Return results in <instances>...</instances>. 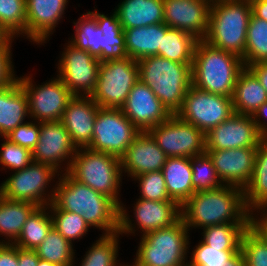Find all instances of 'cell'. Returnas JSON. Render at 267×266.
I'll use <instances>...</instances> for the list:
<instances>
[{
	"label": "cell",
	"mask_w": 267,
	"mask_h": 266,
	"mask_svg": "<svg viewBox=\"0 0 267 266\" xmlns=\"http://www.w3.org/2000/svg\"><path fill=\"white\" fill-rule=\"evenodd\" d=\"M52 203L60 210L82 215L90 227L103 230V235L119 231V206L68 172L58 176Z\"/></svg>",
	"instance_id": "3"
},
{
	"label": "cell",
	"mask_w": 267,
	"mask_h": 266,
	"mask_svg": "<svg viewBox=\"0 0 267 266\" xmlns=\"http://www.w3.org/2000/svg\"><path fill=\"white\" fill-rule=\"evenodd\" d=\"M137 64L139 79L149 86L171 115H176L192 86V64L178 63L157 55L140 59Z\"/></svg>",
	"instance_id": "5"
},
{
	"label": "cell",
	"mask_w": 267,
	"mask_h": 266,
	"mask_svg": "<svg viewBox=\"0 0 267 266\" xmlns=\"http://www.w3.org/2000/svg\"><path fill=\"white\" fill-rule=\"evenodd\" d=\"M168 29L169 27L165 23H157L123 30L127 56L135 61L148 56H158L162 36H165Z\"/></svg>",
	"instance_id": "26"
},
{
	"label": "cell",
	"mask_w": 267,
	"mask_h": 266,
	"mask_svg": "<svg viewBox=\"0 0 267 266\" xmlns=\"http://www.w3.org/2000/svg\"><path fill=\"white\" fill-rule=\"evenodd\" d=\"M252 223H225L202 228L203 242L211 247L240 250L244 232Z\"/></svg>",
	"instance_id": "37"
},
{
	"label": "cell",
	"mask_w": 267,
	"mask_h": 266,
	"mask_svg": "<svg viewBox=\"0 0 267 266\" xmlns=\"http://www.w3.org/2000/svg\"><path fill=\"white\" fill-rule=\"evenodd\" d=\"M229 266H245V259L241 249L229 260Z\"/></svg>",
	"instance_id": "54"
},
{
	"label": "cell",
	"mask_w": 267,
	"mask_h": 266,
	"mask_svg": "<svg viewBox=\"0 0 267 266\" xmlns=\"http://www.w3.org/2000/svg\"><path fill=\"white\" fill-rule=\"evenodd\" d=\"M37 266H59V265L50 263V262L42 260V259H39Z\"/></svg>",
	"instance_id": "56"
},
{
	"label": "cell",
	"mask_w": 267,
	"mask_h": 266,
	"mask_svg": "<svg viewBox=\"0 0 267 266\" xmlns=\"http://www.w3.org/2000/svg\"><path fill=\"white\" fill-rule=\"evenodd\" d=\"M267 102L263 103L252 115V119L256 124L258 132L263 139H267ZM262 118L265 120H262ZM262 120V121H261Z\"/></svg>",
	"instance_id": "49"
},
{
	"label": "cell",
	"mask_w": 267,
	"mask_h": 266,
	"mask_svg": "<svg viewBox=\"0 0 267 266\" xmlns=\"http://www.w3.org/2000/svg\"><path fill=\"white\" fill-rule=\"evenodd\" d=\"M257 148L206 150L212 159L218 177L224 185L244 189L253 173Z\"/></svg>",
	"instance_id": "19"
},
{
	"label": "cell",
	"mask_w": 267,
	"mask_h": 266,
	"mask_svg": "<svg viewBox=\"0 0 267 266\" xmlns=\"http://www.w3.org/2000/svg\"><path fill=\"white\" fill-rule=\"evenodd\" d=\"M37 207L30 202L12 200L0 195V236L6 237L1 243L13 244L21 234L27 218Z\"/></svg>",
	"instance_id": "30"
},
{
	"label": "cell",
	"mask_w": 267,
	"mask_h": 266,
	"mask_svg": "<svg viewBox=\"0 0 267 266\" xmlns=\"http://www.w3.org/2000/svg\"><path fill=\"white\" fill-rule=\"evenodd\" d=\"M265 102L267 92L256 76L244 68L237 77L232 95L234 113L252 116Z\"/></svg>",
	"instance_id": "29"
},
{
	"label": "cell",
	"mask_w": 267,
	"mask_h": 266,
	"mask_svg": "<svg viewBox=\"0 0 267 266\" xmlns=\"http://www.w3.org/2000/svg\"><path fill=\"white\" fill-rule=\"evenodd\" d=\"M39 132L40 122L34 121L33 123V121H25L24 124L19 125L5 137L11 142L33 151L38 143Z\"/></svg>",
	"instance_id": "46"
},
{
	"label": "cell",
	"mask_w": 267,
	"mask_h": 266,
	"mask_svg": "<svg viewBox=\"0 0 267 266\" xmlns=\"http://www.w3.org/2000/svg\"><path fill=\"white\" fill-rule=\"evenodd\" d=\"M52 228L53 220L48 205L37 207L27 218L21 234L13 244L21 249L34 250Z\"/></svg>",
	"instance_id": "32"
},
{
	"label": "cell",
	"mask_w": 267,
	"mask_h": 266,
	"mask_svg": "<svg viewBox=\"0 0 267 266\" xmlns=\"http://www.w3.org/2000/svg\"><path fill=\"white\" fill-rule=\"evenodd\" d=\"M119 231L103 235L96 240L84 255L80 266H128L117 260ZM119 264V265H118Z\"/></svg>",
	"instance_id": "38"
},
{
	"label": "cell",
	"mask_w": 267,
	"mask_h": 266,
	"mask_svg": "<svg viewBox=\"0 0 267 266\" xmlns=\"http://www.w3.org/2000/svg\"><path fill=\"white\" fill-rule=\"evenodd\" d=\"M73 24L75 35L70 38L69 42L81 50L88 51L94 58L103 62V32L98 27L96 18L88 11Z\"/></svg>",
	"instance_id": "33"
},
{
	"label": "cell",
	"mask_w": 267,
	"mask_h": 266,
	"mask_svg": "<svg viewBox=\"0 0 267 266\" xmlns=\"http://www.w3.org/2000/svg\"><path fill=\"white\" fill-rule=\"evenodd\" d=\"M99 108L90 96H73L66 106L60 122L76 148H87L91 144Z\"/></svg>",
	"instance_id": "22"
},
{
	"label": "cell",
	"mask_w": 267,
	"mask_h": 266,
	"mask_svg": "<svg viewBox=\"0 0 267 266\" xmlns=\"http://www.w3.org/2000/svg\"><path fill=\"white\" fill-rule=\"evenodd\" d=\"M0 24L14 38L26 36V0H0Z\"/></svg>",
	"instance_id": "42"
},
{
	"label": "cell",
	"mask_w": 267,
	"mask_h": 266,
	"mask_svg": "<svg viewBox=\"0 0 267 266\" xmlns=\"http://www.w3.org/2000/svg\"><path fill=\"white\" fill-rule=\"evenodd\" d=\"M134 217L141 236L160 228H166L181 218L180 205L176 201L136 199Z\"/></svg>",
	"instance_id": "23"
},
{
	"label": "cell",
	"mask_w": 267,
	"mask_h": 266,
	"mask_svg": "<svg viewBox=\"0 0 267 266\" xmlns=\"http://www.w3.org/2000/svg\"><path fill=\"white\" fill-rule=\"evenodd\" d=\"M28 115V98L18 79L11 85L0 87V137L24 124Z\"/></svg>",
	"instance_id": "24"
},
{
	"label": "cell",
	"mask_w": 267,
	"mask_h": 266,
	"mask_svg": "<svg viewBox=\"0 0 267 266\" xmlns=\"http://www.w3.org/2000/svg\"><path fill=\"white\" fill-rule=\"evenodd\" d=\"M241 251L245 266H267V235L254 222L242 236Z\"/></svg>",
	"instance_id": "39"
},
{
	"label": "cell",
	"mask_w": 267,
	"mask_h": 266,
	"mask_svg": "<svg viewBox=\"0 0 267 266\" xmlns=\"http://www.w3.org/2000/svg\"><path fill=\"white\" fill-rule=\"evenodd\" d=\"M210 0H163L164 23L204 40L208 32Z\"/></svg>",
	"instance_id": "17"
},
{
	"label": "cell",
	"mask_w": 267,
	"mask_h": 266,
	"mask_svg": "<svg viewBox=\"0 0 267 266\" xmlns=\"http://www.w3.org/2000/svg\"><path fill=\"white\" fill-rule=\"evenodd\" d=\"M76 151V146L60 121L40 122L38 143L32 151L34 162L48 164L59 172H68ZM64 161L65 168L61 165L65 166Z\"/></svg>",
	"instance_id": "15"
},
{
	"label": "cell",
	"mask_w": 267,
	"mask_h": 266,
	"mask_svg": "<svg viewBox=\"0 0 267 266\" xmlns=\"http://www.w3.org/2000/svg\"><path fill=\"white\" fill-rule=\"evenodd\" d=\"M11 47L0 46V87L11 85L18 79L11 61Z\"/></svg>",
	"instance_id": "47"
},
{
	"label": "cell",
	"mask_w": 267,
	"mask_h": 266,
	"mask_svg": "<svg viewBox=\"0 0 267 266\" xmlns=\"http://www.w3.org/2000/svg\"><path fill=\"white\" fill-rule=\"evenodd\" d=\"M0 266H18V247L16 245L0 243Z\"/></svg>",
	"instance_id": "48"
},
{
	"label": "cell",
	"mask_w": 267,
	"mask_h": 266,
	"mask_svg": "<svg viewBox=\"0 0 267 266\" xmlns=\"http://www.w3.org/2000/svg\"><path fill=\"white\" fill-rule=\"evenodd\" d=\"M95 12L90 13L96 18L98 27L103 32V62L124 59L127 56L125 48V34L120 25L117 12L112 15Z\"/></svg>",
	"instance_id": "31"
},
{
	"label": "cell",
	"mask_w": 267,
	"mask_h": 266,
	"mask_svg": "<svg viewBox=\"0 0 267 266\" xmlns=\"http://www.w3.org/2000/svg\"><path fill=\"white\" fill-rule=\"evenodd\" d=\"M68 173L75 180L111 198L119 206L120 235L135 233V223L132 224L126 207L118 196L123 176L120 158L88 148H77Z\"/></svg>",
	"instance_id": "2"
},
{
	"label": "cell",
	"mask_w": 267,
	"mask_h": 266,
	"mask_svg": "<svg viewBox=\"0 0 267 266\" xmlns=\"http://www.w3.org/2000/svg\"><path fill=\"white\" fill-rule=\"evenodd\" d=\"M147 132L167 157L192 158L206 153L205 134L178 115H171Z\"/></svg>",
	"instance_id": "11"
},
{
	"label": "cell",
	"mask_w": 267,
	"mask_h": 266,
	"mask_svg": "<svg viewBox=\"0 0 267 266\" xmlns=\"http://www.w3.org/2000/svg\"><path fill=\"white\" fill-rule=\"evenodd\" d=\"M167 156L157 145L152 136L146 132H140L128 146L121 160V171L128 177L162 171Z\"/></svg>",
	"instance_id": "20"
},
{
	"label": "cell",
	"mask_w": 267,
	"mask_h": 266,
	"mask_svg": "<svg viewBox=\"0 0 267 266\" xmlns=\"http://www.w3.org/2000/svg\"><path fill=\"white\" fill-rule=\"evenodd\" d=\"M232 114V97L212 94L192 85L186 92L181 110L176 115L206 135Z\"/></svg>",
	"instance_id": "12"
},
{
	"label": "cell",
	"mask_w": 267,
	"mask_h": 266,
	"mask_svg": "<svg viewBox=\"0 0 267 266\" xmlns=\"http://www.w3.org/2000/svg\"><path fill=\"white\" fill-rule=\"evenodd\" d=\"M206 150L257 148L264 140L252 116L234 113L206 135Z\"/></svg>",
	"instance_id": "16"
},
{
	"label": "cell",
	"mask_w": 267,
	"mask_h": 266,
	"mask_svg": "<svg viewBox=\"0 0 267 266\" xmlns=\"http://www.w3.org/2000/svg\"><path fill=\"white\" fill-rule=\"evenodd\" d=\"M244 68L259 63L267 62V21L251 14L247 35L244 57Z\"/></svg>",
	"instance_id": "36"
},
{
	"label": "cell",
	"mask_w": 267,
	"mask_h": 266,
	"mask_svg": "<svg viewBox=\"0 0 267 266\" xmlns=\"http://www.w3.org/2000/svg\"><path fill=\"white\" fill-rule=\"evenodd\" d=\"M121 110L140 132L148 131L171 116L149 86L140 79L132 87Z\"/></svg>",
	"instance_id": "18"
},
{
	"label": "cell",
	"mask_w": 267,
	"mask_h": 266,
	"mask_svg": "<svg viewBox=\"0 0 267 266\" xmlns=\"http://www.w3.org/2000/svg\"><path fill=\"white\" fill-rule=\"evenodd\" d=\"M162 172L169 197L180 206L195 193L191 158L167 157Z\"/></svg>",
	"instance_id": "27"
},
{
	"label": "cell",
	"mask_w": 267,
	"mask_h": 266,
	"mask_svg": "<svg viewBox=\"0 0 267 266\" xmlns=\"http://www.w3.org/2000/svg\"><path fill=\"white\" fill-rule=\"evenodd\" d=\"M251 3L252 14L267 21V0H249Z\"/></svg>",
	"instance_id": "52"
},
{
	"label": "cell",
	"mask_w": 267,
	"mask_h": 266,
	"mask_svg": "<svg viewBox=\"0 0 267 266\" xmlns=\"http://www.w3.org/2000/svg\"><path fill=\"white\" fill-rule=\"evenodd\" d=\"M251 14L249 0L212 1L208 32L204 41L243 59Z\"/></svg>",
	"instance_id": "6"
},
{
	"label": "cell",
	"mask_w": 267,
	"mask_h": 266,
	"mask_svg": "<svg viewBox=\"0 0 267 266\" xmlns=\"http://www.w3.org/2000/svg\"><path fill=\"white\" fill-rule=\"evenodd\" d=\"M238 251L211 247L201 240L193 249L187 266H229V260Z\"/></svg>",
	"instance_id": "43"
},
{
	"label": "cell",
	"mask_w": 267,
	"mask_h": 266,
	"mask_svg": "<svg viewBox=\"0 0 267 266\" xmlns=\"http://www.w3.org/2000/svg\"><path fill=\"white\" fill-rule=\"evenodd\" d=\"M139 133L121 109L100 107L94 123L92 142L87 148L121 158Z\"/></svg>",
	"instance_id": "10"
},
{
	"label": "cell",
	"mask_w": 267,
	"mask_h": 266,
	"mask_svg": "<svg viewBox=\"0 0 267 266\" xmlns=\"http://www.w3.org/2000/svg\"><path fill=\"white\" fill-rule=\"evenodd\" d=\"M198 39L185 31L169 28L162 36L158 56L182 64H192Z\"/></svg>",
	"instance_id": "34"
},
{
	"label": "cell",
	"mask_w": 267,
	"mask_h": 266,
	"mask_svg": "<svg viewBox=\"0 0 267 266\" xmlns=\"http://www.w3.org/2000/svg\"><path fill=\"white\" fill-rule=\"evenodd\" d=\"M244 69L242 58L198 40L192 61V85L226 97H232L239 73Z\"/></svg>",
	"instance_id": "4"
},
{
	"label": "cell",
	"mask_w": 267,
	"mask_h": 266,
	"mask_svg": "<svg viewBox=\"0 0 267 266\" xmlns=\"http://www.w3.org/2000/svg\"><path fill=\"white\" fill-rule=\"evenodd\" d=\"M138 80L137 61L130 57L101 62L96 87L90 97L99 107L121 109Z\"/></svg>",
	"instance_id": "8"
},
{
	"label": "cell",
	"mask_w": 267,
	"mask_h": 266,
	"mask_svg": "<svg viewBox=\"0 0 267 266\" xmlns=\"http://www.w3.org/2000/svg\"><path fill=\"white\" fill-rule=\"evenodd\" d=\"M260 81L267 92V62H259L247 67Z\"/></svg>",
	"instance_id": "51"
},
{
	"label": "cell",
	"mask_w": 267,
	"mask_h": 266,
	"mask_svg": "<svg viewBox=\"0 0 267 266\" xmlns=\"http://www.w3.org/2000/svg\"><path fill=\"white\" fill-rule=\"evenodd\" d=\"M59 59L58 77L74 96H90L95 90L100 61L69 41Z\"/></svg>",
	"instance_id": "14"
},
{
	"label": "cell",
	"mask_w": 267,
	"mask_h": 266,
	"mask_svg": "<svg viewBox=\"0 0 267 266\" xmlns=\"http://www.w3.org/2000/svg\"><path fill=\"white\" fill-rule=\"evenodd\" d=\"M39 259L34 250L18 248V266H37Z\"/></svg>",
	"instance_id": "50"
},
{
	"label": "cell",
	"mask_w": 267,
	"mask_h": 266,
	"mask_svg": "<svg viewBox=\"0 0 267 266\" xmlns=\"http://www.w3.org/2000/svg\"><path fill=\"white\" fill-rule=\"evenodd\" d=\"M53 227L72 244L77 239L83 238L89 231L90 226L85 222L82 215L60 210L53 203L48 205Z\"/></svg>",
	"instance_id": "40"
},
{
	"label": "cell",
	"mask_w": 267,
	"mask_h": 266,
	"mask_svg": "<svg viewBox=\"0 0 267 266\" xmlns=\"http://www.w3.org/2000/svg\"><path fill=\"white\" fill-rule=\"evenodd\" d=\"M114 10L123 30L164 23L163 0H123Z\"/></svg>",
	"instance_id": "25"
},
{
	"label": "cell",
	"mask_w": 267,
	"mask_h": 266,
	"mask_svg": "<svg viewBox=\"0 0 267 266\" xmlns=\"http://www.w3.org/2000/svg\"><path fill=\"white\" fill-rule=\"evenodd\" d=\"M139 182L140 198L154 201H174L166 188V182L162 171L147 172L133 178Z\"/></svg>",
	"instance_id": "44"
},
{
	"label": "cell",
	"mask_w": 267,
	"mask_h": 266,
	"mask_svg": "<svg viewBox=\"0 0 267 266\" xmlns=\"http://www.w3.org/2000/svg\"><path fill=\"white\" fill-rule=\"evenodd\" d=\"M3 139L4 142L1 143L0 149V165L3 166L2 170L6 168L11 171L24 169L33 162L32 151L11 142L6 137H3Z\"/></svg>",
	"instance_id": "45"
},
{
	"label": "cell",
	"mask_w": 267,
	"mask_h": 266,
	"mask_svg": "<svg viewBox=\"0 0 267 266\" xmlns=\"http://www.w3.org/2000/svg\"><path fill=\"white\" fill-rule=\"evenodd\" d=\"M67 4L68 0H26V38L36 45L47 43Z\"/></svg>",
	"instance_id": "21"
},
{
	"label": "cell",
	"mask_w": 267,
	"mask_h": 266,
	"mask_svg": "<svg viewBox=\"0 0 267 266\" xmlns=\"http://www.w3.org/2000/svg\"><path fill=\"white\" fill-rule=\"evenodd\" d=\"M14 37L0 24V46H12Z\"/></svg>",
	"instance_id": "53"
},
{
	"label": "cell",
	"mask_w": 267,
	"mask_h": 266,
	"mask_svg": "<svg viewBox=\"0 0 267 266\" xmlns=\"http://www.w3.org/2000/svg\"><path fill=\"white\" fill-rule=\"evenodd\" d=\"M254 223L267 235V220H254Z\"/></svg>",
	"instance_id": "55"
},
{
	"label": "cell",
	"mask_w": 267,
	"mask_h": 266,
	"mask_svg": "<svg viewBox=\"0 0 267 266\" xmlns=\"http://www.w3.org/2000/svg\"><path fill=\"white\" fill-rule=\"evenodd\" d=\"M192 186L196 192L219 188L224 184L217 175L212 159L207 153L191 158Z\"/></svg>",
	"instance_id": "41"
},
{
	"label": "cell",
	"mask_w": 267,
	"mask_h": 266,
	"mask_svg": "<svg viewBox=\"0 0 267 266\" xmlns=\"http://www.w3.org/2000/svg\"><path fill=\"white\" fill-rule=\"evenodd\" d=\"M34 251L40 259L59 266H73L75 263L73 244L54 227Z\"/></svg>",
	"instance_id": "35"
},
{
	"label": "cell",
	"mask_w": 267,
	"mask_h": 266,
	"mask_svg": "<svg viewBox=\"0 0 267 266\" xmlns=\"http://www.w3.org/2000/svg\"><path fill=\"white\" fill-rule=\"evenodd\" d=\"M247 210L256 217L267 208V139H264L256 151L255 166L248 185L243 189Z\"/></svg>",
	"instance_id": "28"
},
{
	"label": "cell",
	"mask_w": 267,
	"mask_h": 266,
	"mask_svg": "<svg viewBox=\"0 0 267 266\" xmlns=\"http://www.w3.org/2000/svg\"><path fill=\"white\" fill-rule=\"evenodd\" d=\"M28 98L29 117L37 122L60 121L73 94L57 76L38 86L33 84L32 75L18 77Z\"/></svg>",
	"instance_id": "13"
},
{
	"label": "cell",
	"mask_w": 267,
	"mask_h": 266,
	"mask_svg": "<svg viewBox=\"0 0 267 266\" xmlns=\"http://www.w3.org/2000/svg\"><path fill=\"white\" fill-rule=\"evenodd\" d=\"M188 231L180 218L169 227L141 236L134 262L128 266H187Z\"/></svg>",
	"instance_id": "7"
},
{
	"label": "cell",
	"mask_w": 267,
	"mask_h": 266,
	"mask_svg": "<svg viewBox=\"0 0 267 266\" xmlns=\"http://www.w3.org/2000/svg\"><path fill=\"white\" fill-rule=\"evenodd\" d=\"M259 214H257V218L254 217V220H267V208L261 213L260 217H258Z\"/></svg>",
	"instance_id": "57"
},
{
	"label": "cell",
	"mask_w": 267,
	"mask_h": 266,
	"mask_svg": "<svg viewBox=\"0 0 267 266\" xmlns=\"http://www.w3.org/2000/svg\"><path fill=\"white\" fill-rule=\"evenodd\" d=\"M180 212L189 230L254 222V216L246 208L243 189L234 185L196 192L180 206Z\"/></svg>",
	"instance_id": "1"
},
{
	"label": "cell",
	"mask_w": 267,
	"mask_h": 266,
	"mask_svg": "<svg viewBox=\"0 0 267 266\" xmlns=\"http://www.w3.org/2000/svg\"><path fill=\"white\" fill-rule=\"evenodd\" d=\"M12 173L0 185V195L2 197L30 202L38 207L52 203L55 186L50 192L47 190L51 187L49 184L52 180L54 181L53 178L56 175L59 176L61 172L48 164L33 161L24 169L16 170Z\"/></svg>",
	"instance_id": "9"
}]
</instances>
